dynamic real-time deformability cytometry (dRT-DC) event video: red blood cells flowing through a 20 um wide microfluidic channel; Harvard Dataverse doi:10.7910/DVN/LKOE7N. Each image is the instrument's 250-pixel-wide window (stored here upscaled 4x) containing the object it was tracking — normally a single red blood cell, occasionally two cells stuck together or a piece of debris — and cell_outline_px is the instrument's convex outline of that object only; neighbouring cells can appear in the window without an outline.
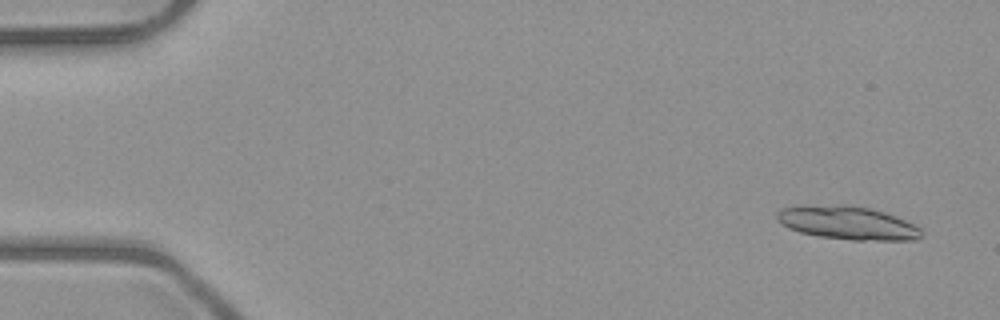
{"species": "common noctule bat (a hibernating species)", "species_latin": "Nyctalus noctula", "temperature_condition": "room temperature", "stored_images_in_passage": 5, "camera_frame_rate_fps": 3000, "um_per_image_px": 0.085, "animal": {"sex": "male", "body_mass_g": 23.1, "forearm_length_mm": 52.7}, "frame": {"image": 1, "passage_image": 5, "time_ms": 4.667, "image_size_px": [1000, 320], "cell_outline_px": [[924, 236], [916, 240], [852, 240], [820, 236], [800, 232], [788, 228], [776, 220], [776, 212], [784, 208], [800, 204], [844, 204], [872, 208], [896, 216], [920, 228], [924, 232]], "centroid_in_image_um": [72.02, 18.92], "position_along_channel_um": 13.0, "area_um2": 28.55}}